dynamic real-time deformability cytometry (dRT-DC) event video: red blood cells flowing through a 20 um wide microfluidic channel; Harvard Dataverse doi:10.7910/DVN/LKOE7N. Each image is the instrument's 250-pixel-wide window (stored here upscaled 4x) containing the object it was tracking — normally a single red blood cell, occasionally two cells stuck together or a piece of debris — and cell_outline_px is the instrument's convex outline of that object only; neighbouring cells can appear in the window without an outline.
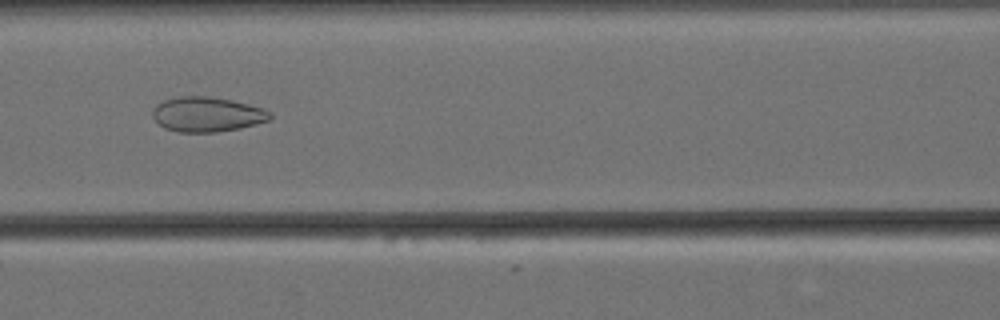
{"species": "Egyptian fruit bat (a non-hibernating species)", "species_latin": "Rousettus aegyptiacus", "temperature_condition": "cold", "stored_images_in_passage": 52, "camera_frame_rate_fps": 3000, "um_per_image_px": 0.085, "animal": {"sex": "female"}, "frame": {"image": 1, "passage_image": 23, "time_ms": 7.333, "image_size_px": [1000, 320], "cell_outline_px": [[272, 116], [268, 120], [256, 124], [240, 128], [216, 132], [176, 132], [164, 128], [152, 116], [152, 108], [156, 104], [164, 100], [176, 96], [208, 96], [232, 100], [264, 108], [272, 112]], "centroid_in_image_um": [17.59, 9.71], "position_along_channel_um": 149.0, "area_um2": 24.04}}
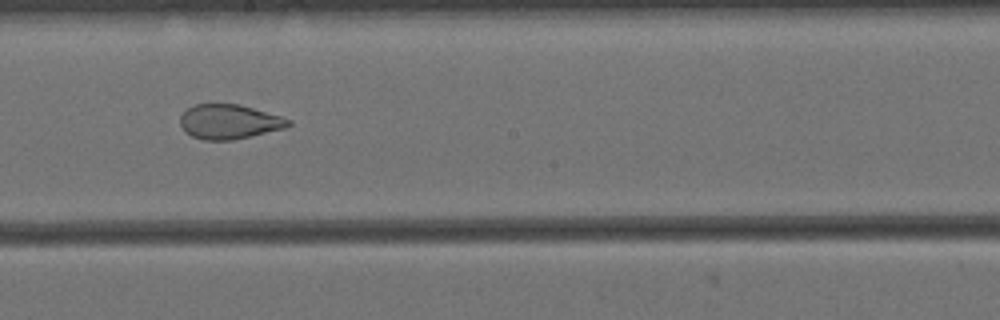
{"frame": {"image": 2, "passage_image": 30, "time_ms": 9.667, "image_size_px": [1000, 320], "cell_outline_px": [[292, 124], [284, 128], [232, 140], [204, 140], [192, 136], [184, 132], [180, 124], [180, 116], [188, 108], [196, 104], [236, 104], [252, 108], [280, 116], [292, 120]], "centroid_in_image_um": [19.45, 10.35], "position_along_channel_um": 228.8, "area_um2": 21.56}, "authors_computed_cell_mechanics": {"area_um2": 27.5995, "velocity_mm_per_s": 3.4268, "shape_relaxation_time_tau1_ms": null, "shape_relaxation_time_tau2_ms": 1.5696, "deformation_change_tau1": null, "deformation_change_tau2": 0.0851}}